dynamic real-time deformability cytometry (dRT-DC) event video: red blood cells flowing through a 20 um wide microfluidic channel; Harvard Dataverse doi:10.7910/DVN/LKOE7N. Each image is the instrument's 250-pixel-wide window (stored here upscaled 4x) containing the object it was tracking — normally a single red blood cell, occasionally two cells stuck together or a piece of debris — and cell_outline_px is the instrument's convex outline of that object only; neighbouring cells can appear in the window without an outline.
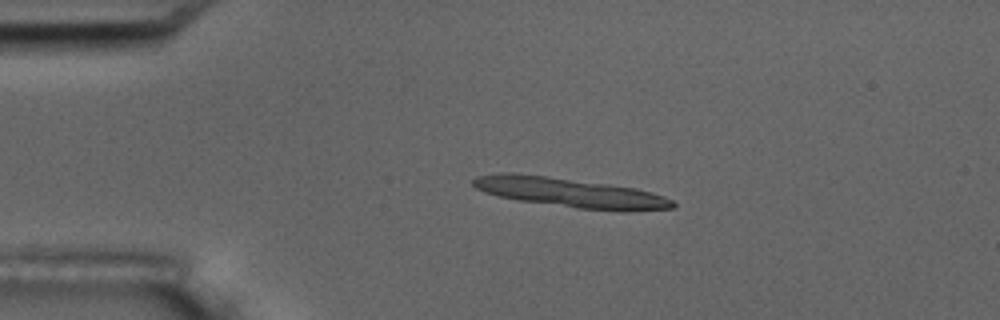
{"species": "common noctule bat (a hibernating species)", "species_latin": "Nyctalus noctula", "temperature_condition": "room temperature", "stored_images_in_passage": 6, "segment_of_instrument_passage": [1, 2], "camera_frame_rate_fps": 3000, "um_per_image_px": 0.085, "animal": {"sex": "male", "body_mass_g": 17.5, "forearm_length_mm": 52.3}, "frame": {"image": 1, "passage_image": 4, "time_ms": 3.333, "image_size_px": [1000, 320], "cell_outline_px": [[676, 204], [672, 208], [628, 212], [624, 212], [576, 208], [520, 200], [496, 196], [484, 192], [476, 188], [472, 184], [472, 180], [476, 176], [500, 172], [512, 172], [548, 176], [608, 184], [636, 188], [652, 192], [664, 196], [672, 200]], "centroid_in_image_um": [48.47, 16.37], "position_along_channel_um": 36.5, "area_um2": 34.51}}